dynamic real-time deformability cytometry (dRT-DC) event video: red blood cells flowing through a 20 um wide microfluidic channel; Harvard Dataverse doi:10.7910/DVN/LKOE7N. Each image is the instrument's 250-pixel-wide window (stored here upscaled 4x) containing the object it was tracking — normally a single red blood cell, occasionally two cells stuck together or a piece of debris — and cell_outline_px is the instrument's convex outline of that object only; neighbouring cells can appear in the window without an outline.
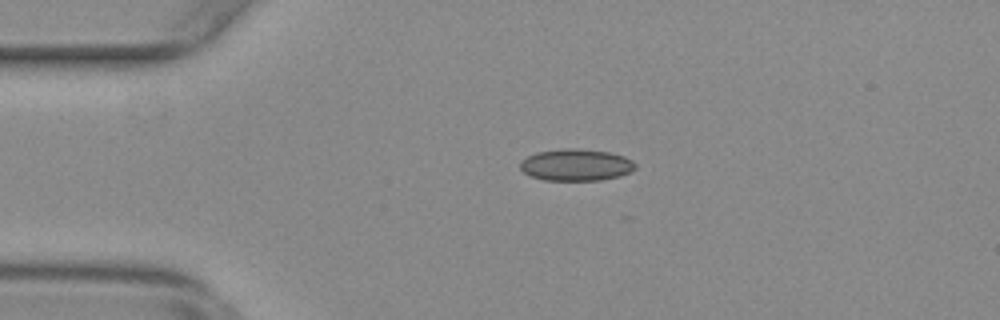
{"species": "common noctule bat (a hibernating species)", "species_latin": "Nyctalus noctula", "temperature_condition": "warm", "stored_images_in_passage": 36, "camera_frame_rate_fps": 3000, "um_per_image_px": 0.085, "animal": {"sex": "female", "body_mass_g": 29.2, "forearm_length_mm": 56.3}, "frame": {"image": 1, "passage_image": 11, "time_ms": 3.333, "image_size_px": [1000, 320], "cell_outline_px": [[636, 168], [620, 176], [600, 180], [544, 180], [532, 176], [524, 172], [520, 168], [520, 164], [528, 156], [536, 152], [564, 148], [576, 148], [608, 152], [624, 156], [632, 160], [636, 164]], "centroid_in_image_um": [48.98, 14.01], "position_along_channel_um": 36.0, "area_um2": 21.21}}
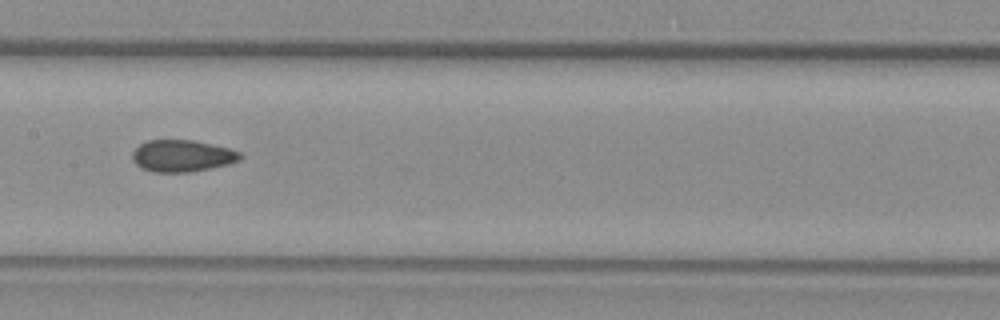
{"frame": {"image": 2, "passage_image": 26, "time_ms": 8.333, "image_size_px": [1000, 320], "cell_outline_px": [[244, 156], [240, 160], [228, 164], [212, 168], [188, 172], [152, 172], [140, 168], [132, 160], [132, 152], [140, 144], [148, 140], [192, 140], [212, 144], [228, 148], [240, 152]], "centroid_in_image_um": [15.48, 13.25], "position_along_channel_um": 191.9, "area_um2": 20.11}}
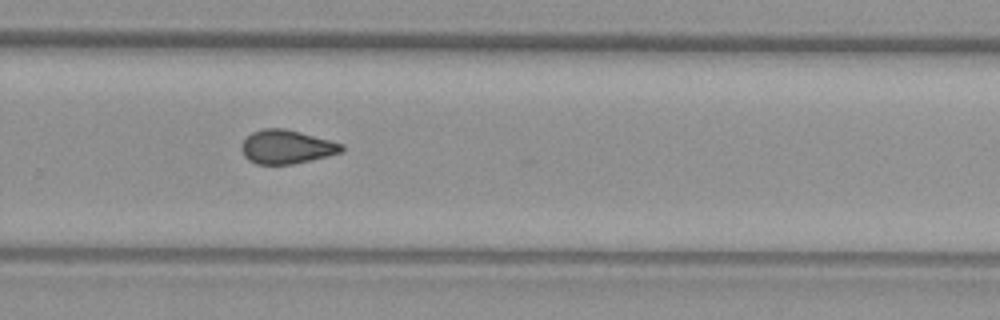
{"frame": {"image": 3, "passage_image": 35, "time_ms": 11.333, "image_size_px": [1000, 320], "cell_outline_px": [[344, 152], [312, 160], [292, 164], [256, 164], [248, 160], [244, 156], [240, 148], [244, 140], [252, 132], [264, 128], [284, 128], [300, 132], [344, 144]], "centroid_in_image_um": [24.37, 12.49], "position_along_channel_um": 305.4, "area_um2": 19.77}}